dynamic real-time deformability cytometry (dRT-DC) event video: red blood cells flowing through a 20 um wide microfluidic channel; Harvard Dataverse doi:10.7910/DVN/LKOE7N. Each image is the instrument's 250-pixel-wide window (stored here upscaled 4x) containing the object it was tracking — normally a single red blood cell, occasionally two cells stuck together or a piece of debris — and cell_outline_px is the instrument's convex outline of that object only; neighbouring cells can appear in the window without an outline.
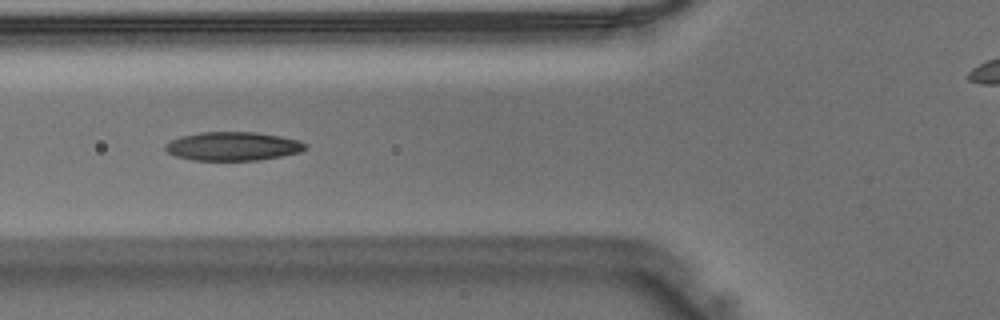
{"species": "Egyptian fruit bat (a non-hibernating species)", "species_latin": "Rousettus aegyptiacus", "temperature_condition": "warm", "stored_images_in_passage": 20, "camera_frame_rate_fps": 3000, "um_per_image_px": 0.085, "animal": {"sex": "male"}, "frame": {"image": 1, "passage_image": 3, "time_ms": 0.667, "image_size_px": [1000, 320], "cell_outline_px": [[304, 148], [296, 152], [276, 156], [248, 160], [200, 160], [180, 156], [172, 152], [168, 148], [168, 144], [176, 140], [188, 136], [208, 132], [248, 132], [276, 136], [296, 140], [304, 144]], "centroid_in_image_um": [19.84, 12.43], "position_along_channel_um": 106.0, "area_um2": 21.5}}
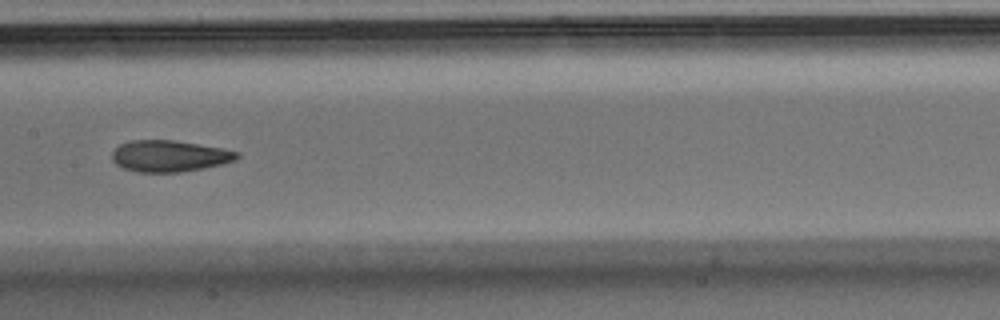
{"frame": {"image": 2, "passage_image": 9, "time_ms": 2.667, "image_size_px": [1000, 320], "cell_outline_px": [[236, 156], [232, 160], [216, 164], [196, 168], [168, 172], [144, 172], [128, 168], [120, 164], [116, 160], [116, 148], [124, 144], [140, 140], [168, 140], [216, 148], [236, 152]], "centroid_in_image_um": [14.37, 13.25], "position_along_channel_um": 193.0, "area_um2": 20.63}}
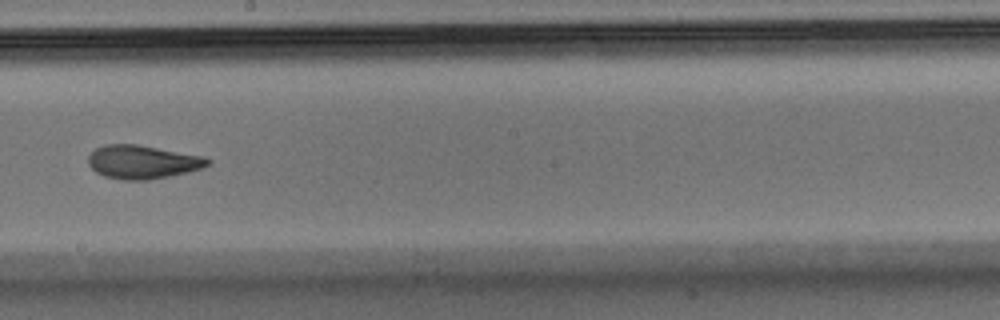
{"frame": {"image": 3, "passage_image": 12, "time_ms": 3.667, "image_size_px": [1000, 320], "cell_outline_px": [[208, 164], [196, 168], [180, 172], [160, 176], [108, 176], [92, 168], [92, 152], [96, 148], [116, 144], [132, 144], [192, 156], [208, 160]], "centroid_in_image_um": [12.02, 13.7], "position_along_channel_um": 236.2, "area_um2": 19.83}}